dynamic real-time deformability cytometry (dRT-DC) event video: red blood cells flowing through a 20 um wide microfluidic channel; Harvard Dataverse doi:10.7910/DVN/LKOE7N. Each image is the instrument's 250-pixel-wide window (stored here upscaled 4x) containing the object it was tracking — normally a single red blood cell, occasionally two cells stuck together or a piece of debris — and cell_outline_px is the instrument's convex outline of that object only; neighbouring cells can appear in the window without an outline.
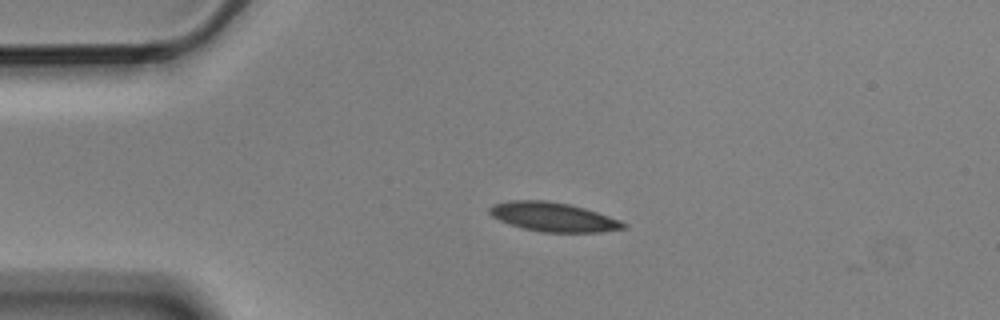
{"species": "Egyptian fruit bat (a non-hibernating species)", "species_latin": "Rousettus aegyptiacus", "temperature_condition": "cold", "stored_images_in_passage": 2, "camera_frame_rate_fps": 3000, "um_per_image_px": 0.085, "animal": {"sex": "male"}, "frame": {"image": 1, "passage_image": 1, "time_ms": 0.0, "image_size_px": [1000, 320], "cell_outline_px": [[628, 228], [600, 232], [544, 232], [524, 228], [500, 220], [492, 216], [488, 212], [488, 208], [492, 204], [508, 200], [548, 200], [568, 204], [584, 208], [620, 220], [628, 224]], "centroid_in_image_um": [47.03, 18.43], "position_along_channel_um": 38.0, "area_um2": 22.66}}